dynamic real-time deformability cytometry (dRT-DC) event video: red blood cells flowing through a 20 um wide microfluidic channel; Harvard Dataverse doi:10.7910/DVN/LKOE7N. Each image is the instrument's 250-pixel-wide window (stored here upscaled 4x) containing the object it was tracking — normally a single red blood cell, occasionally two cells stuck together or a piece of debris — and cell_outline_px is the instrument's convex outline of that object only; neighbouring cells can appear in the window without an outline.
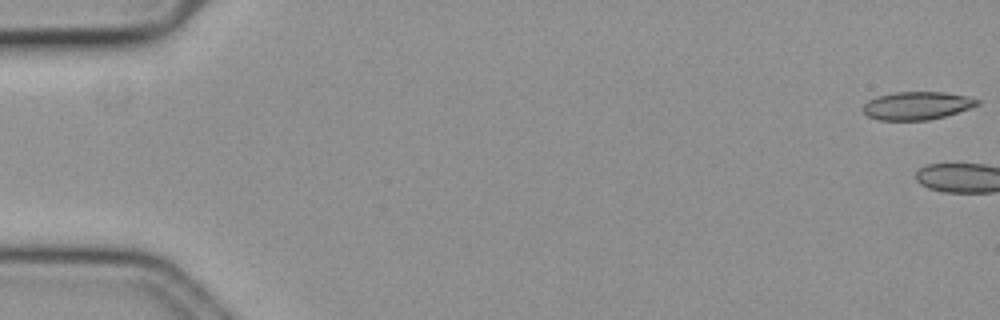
{"species": "common noctule bat (a hibernating species)", "species_latin": "Nyctalus noctula", "temperature_condition": "cold", "stored_images_in_passage": 4, "camera_frame_rate_fps": 3000, "um_per_image_px": 0.085, "animal": {"sex": "female", "body_mass_g": 19.3, "forearm_length_mm": 54.1}, "frame": {"image": 1, "passage_image": 1, "time_ms": 0.0, "image_size_px": [1000, 320], "cell_outline_px": [[980, 104], [944, 116], [928, 120], [880, 120], [868, 116], [864, 112], [864, 104], [868, 100], [876, 96], [892, 92], [944, 92], [972, 96], [980, 100]], "centroid_in_image_um": [77.96, 8.96], "position_along_channel_um": 7.0, "area_um2": 18.67}}